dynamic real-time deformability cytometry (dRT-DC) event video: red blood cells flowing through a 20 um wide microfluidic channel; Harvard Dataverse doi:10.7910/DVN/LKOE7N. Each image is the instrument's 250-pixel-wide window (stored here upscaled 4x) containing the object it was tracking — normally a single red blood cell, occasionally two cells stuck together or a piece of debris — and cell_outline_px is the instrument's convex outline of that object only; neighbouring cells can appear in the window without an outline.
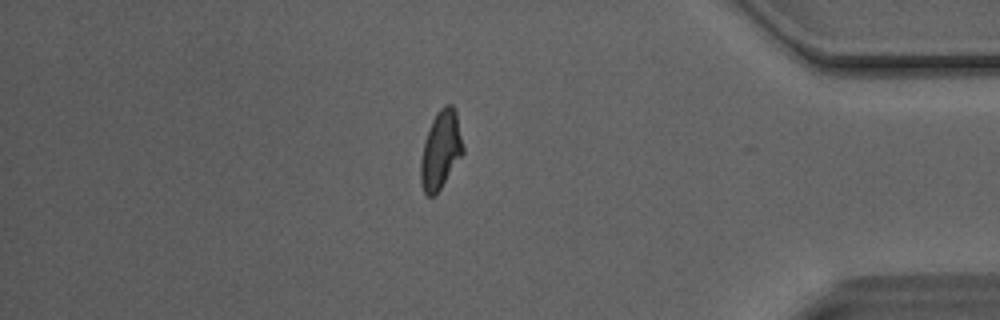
{"species": "Egyptian fruit bat (a non-hibernating species)", "species_latin": "Rousettus aegyptiacus", "temperature_condition": "room temperature", "stored_images_in_passage": 30, "camera_frame_rate_fps": 3000, "um_per_image_px": 0.085, "animal": {"sex": "male"}, "frame": {"image": 1, "passage_image": 29, "time_ms": 9.333, "image_size_px": [1000, 320], "cell_outline_px": [[464, 152], [436, 196], [428, 196], [424, 192], [420, 180], [420, 160], [424, 140], [432, 120], [436, 112], [444, 104], [452, 104], [456, 112], [464, 148]], "centroid_in_image_um": [37.45, 12.75], "position_along_channel_um": 397.7, "area_um2": 19.42}, "authors_computed_cell_mechanics": {"area_um2": 19.1607, "velocity_mm_per_s": 4.1212, "shape_relaxation_time_tau1_ms": 5.0582, "shape_relaxation_time_tau2_ms": 1.7141, "deformation_change_tau1": 0.1872, "deformation_change_tau2": 0.09}}